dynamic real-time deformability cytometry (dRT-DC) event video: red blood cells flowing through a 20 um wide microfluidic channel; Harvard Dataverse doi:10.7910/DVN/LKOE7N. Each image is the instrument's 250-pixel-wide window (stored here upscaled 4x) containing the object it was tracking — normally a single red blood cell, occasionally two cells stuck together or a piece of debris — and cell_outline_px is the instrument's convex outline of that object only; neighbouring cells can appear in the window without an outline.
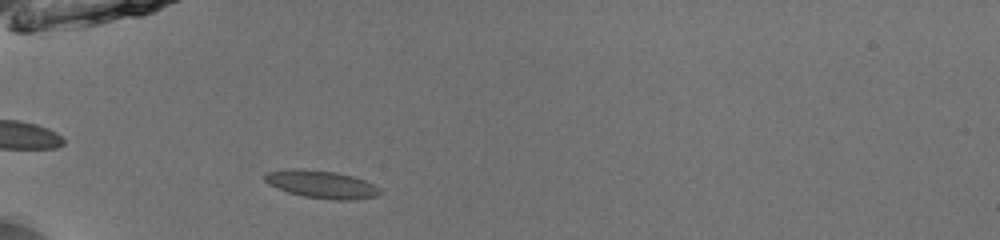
{"species": "common noctule bat (a hibernating species)", "species_latin": "Nyctalus noctula", "temperature_condition": "room temperature", "stored_images_in_passage": 32, "camera_frame_rate_fps": 3000, "um_per_image_px": 0.085, "animal": {"sex": "male", "body_mass_g": 13.0, "forearm_length_mm": 53.1}, "frame": {"image": 1, "passage_image": 1, "time_ms": 0.0, "image_size_px": [1000, 240], "cell_outline_px": [[384, 192], [380, 196], [352, 200], [332, 200], [304, 196], [288, 192], [276, 188], [268, 184], [264, 180], [264, 176], [268, 172], [292, 168], [300, 168], [336, 172], [352, 176], [364, 180], [380, 188]], "centroid_in_image_um": [27.36, 15.67], "position_along_channel_um": 57.6, "area_um2": 18.79}}
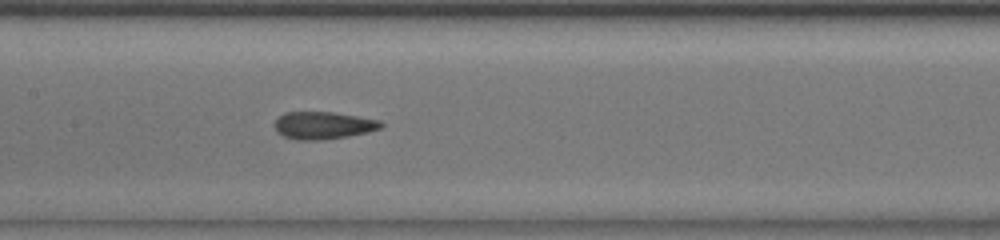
{"frame": {"image": 2, "passage_image": 11, "time_ms": 3.333, "image_size_px": [1000, 240], "cell_outline_px": [[384, 124], [380, 128], [368, 132], [348, 136], [320, 140], [296, 140], [284, 136], [276, 128], [276, 120], [284, 112], [332, 112], [380, 120]], "centroid_in_image_um": [27.5, 10.65], "position_along_channel_um": 179.9, "area_um2": 16.76}}
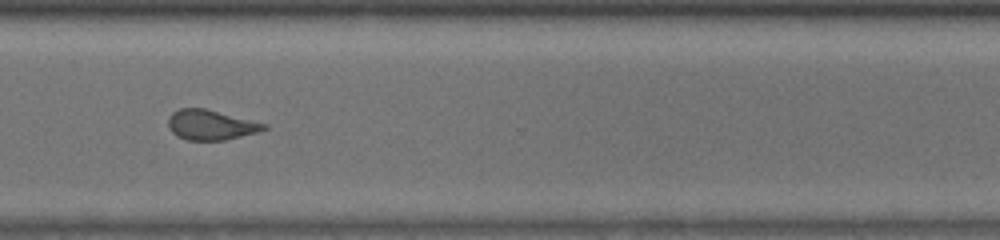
{"frame": {"image": 3, "passage_image": 24, "time_ms": 7.667, "image_size_px": [1000, 240], "cell_outline_px": [[268, 128], [256, 132], [224, 140], [188, 140], [176, 136], [172, 132], [168, 124], [168, 116], [172, 112], [180, 108], [204, 108], [268, 124]], "centroid_in_image_um": [17.89, 10.61], "position_along_channel_um": 352.7, "area_um2": 16.65}, "authors_computed_cell_mechanics": {"area_um2": 16.762, "velocity_mm_per_s": 4.0001, "shape_relaxation_time_tau1_ms": 4.7858, "shape_relaxation_time_tau2_ms": 1.7535, "deformation_change_tau1": 0.1564, "deformation_change_tau2": 0.0947}}